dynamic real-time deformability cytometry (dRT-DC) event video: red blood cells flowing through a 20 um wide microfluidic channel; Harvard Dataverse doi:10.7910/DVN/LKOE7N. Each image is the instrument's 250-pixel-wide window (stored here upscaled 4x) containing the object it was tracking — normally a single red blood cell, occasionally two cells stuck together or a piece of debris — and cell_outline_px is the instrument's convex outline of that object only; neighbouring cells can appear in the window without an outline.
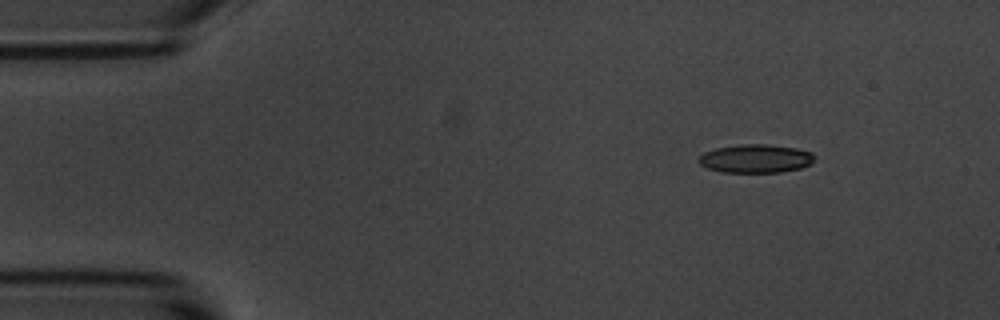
{"species": "common noctule bat (a hibernating species)", "species_latin": "Nyctalus noctula", "temperature_condition": "room temperature", "stored_images_in_passage": 7, "camera_frame_rate_fps": 3000, "um_per_image_px": 0.085, "animal": {"sex": "male", "body_mass_g": 20.1, "forearm_length_mm": 53.5}, "frame": {"image": 1, "passage_image": 2, "time_ms": 0.333, "image_size_px": [1000, 320], "cell_outline_px": [[816, 156], [808, 164], [800, 168], [780, 172], [720, 172], [708, 168], [700, 164], [696, 160], [704, 152], [716, 148], [736, 144], [768, 144], [796, 148], [812, 152]], "centroid_in_image_um": [64.2, 13.47], "position_along_channel_um": 20.8, "area_um2": 19.25}}
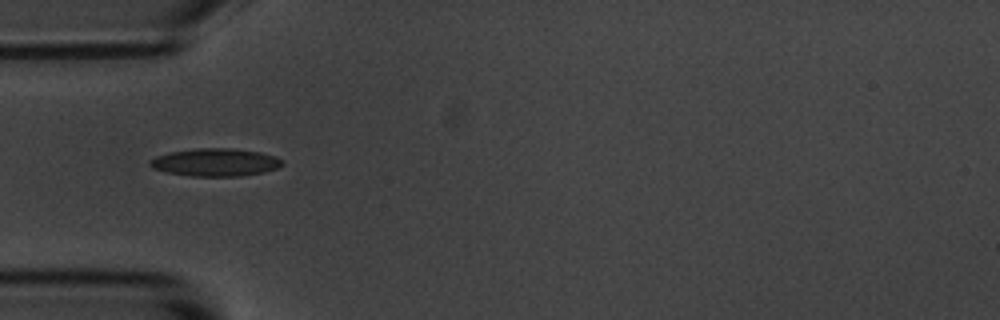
{"frame": {"image": 2, "passage_image": 5, "time_ms": 1.333, "image_size_px": [1000, 320], "cell_outline_px": [[284, 164], [276, 168], [264, 172], [240, 176], [192, 176], [168, 172], [152, 168], [148, 164], [148, 160], [156, 156], [168, 152], [196, 148], [232, 148], [260, 152], [284, 160]], "centroid_in_image_um": [18.28, 13.79], "position_along_channel_um": 66.7, "area_um2": 21.44}}
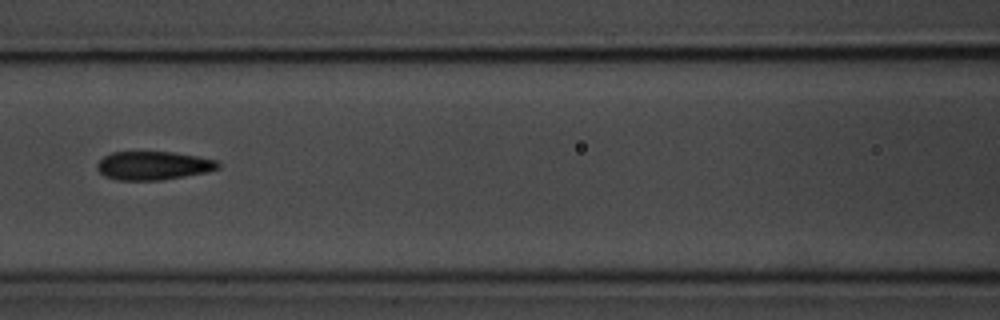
{"frame": {"image": 3, "passage_image": 7, "time_ms": 2.0, "image_size_px": [1000, 320], "cell_outline_px": [[220, 168], [204, 172], [184, 176], [160, 180], [116, 180], [104, 176], [96, 168], [96, 164], [104, 156], [112, 152], [172, 152], [196, 156], [216, 160], [220, 164]], "centroid_in_image_um": [12.99, 14.07], "position_along_channel_um": 153.6, "area_um2": 20.0}}